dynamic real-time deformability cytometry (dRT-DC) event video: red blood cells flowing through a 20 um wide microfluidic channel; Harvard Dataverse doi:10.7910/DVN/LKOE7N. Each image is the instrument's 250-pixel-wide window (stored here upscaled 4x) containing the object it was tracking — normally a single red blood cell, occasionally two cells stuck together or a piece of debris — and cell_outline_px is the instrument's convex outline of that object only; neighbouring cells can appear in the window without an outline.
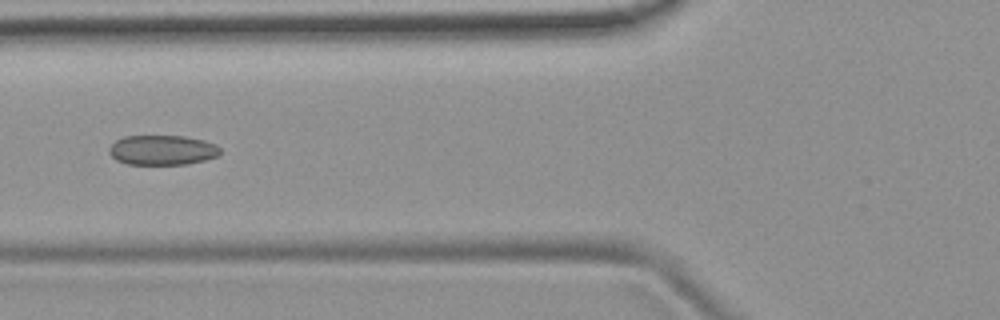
{"species": "common noctule bat (a hibernating species)", "species_latin": "Nyctalus noctula", "temperature_condition": "room temperature", "stored_images_in_passage": 9, "camera_frame_rate_fps": 3000, "um_per_image_px": 0.085, "animal": {"sex": "female", "body_mass_g": 19.9}, "frame": {"image": 1, "passage_image": 6, "time_ms": 5.667, "image_size_px": [1000, 320], "cell_outline_px": [[220, 152], [216, 156], [204, 160], [188, 164], [128, 164], [116, 160], [108, 152], [108, 148], [116, 140], [124, 136], [184, 136], [204, 140], [216, 144], [220, 148]], "centroid_in_image_um": [13.78, 12.75], "position_along_channel_um": 112.0, "area_um2": 19.31}}
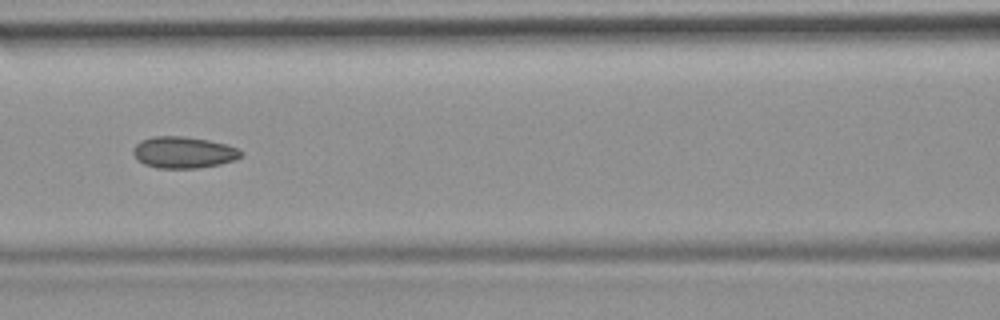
{"frame": {"image": 2, "passage_image": 7, "time_ms": 6.667, "image_size_px": [1000, 320], "cell_outline_px": [[244, 156], [236, 160], [220, 164], [196, 168], [156, 168], [144, 164], [132, 152], [132, 148], [140, 140], [152, 136], [184, 136], [208, 140], [228, 144], [244, 152]], "centroid_in_image_um": [15.63, 12.94], "position_along_channel_um": 151.0, "area_um2": 20.0}}
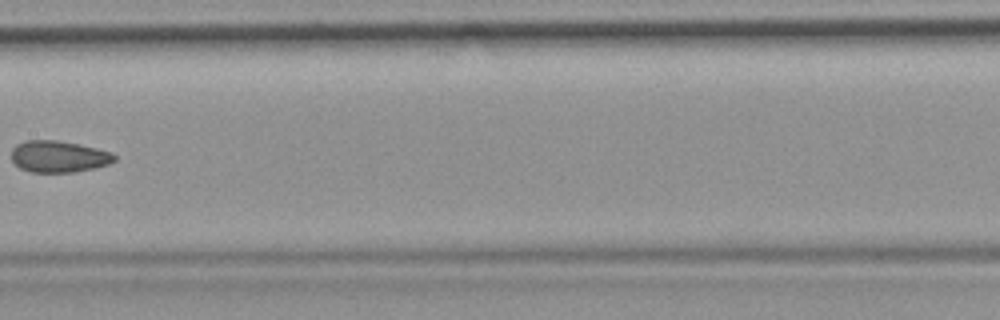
{"frame": {"image": 3, "passage_image": 8, "time_ms": 8.0, "image_size_px": [1000, 320], "cell_outline_px": [[116, 160], [108, 164], [96, 168], [76, 172], [32, 172], [20, 168], [12, 160], [12, 148], [16, 144], [28, 140], [56, 140], [96, 148], [112, 152], [116, 156]], "centroid_in_image_um": [5.0, 13.31], "position_along_channel_um": 202.4, "area_um2": 18.96}}